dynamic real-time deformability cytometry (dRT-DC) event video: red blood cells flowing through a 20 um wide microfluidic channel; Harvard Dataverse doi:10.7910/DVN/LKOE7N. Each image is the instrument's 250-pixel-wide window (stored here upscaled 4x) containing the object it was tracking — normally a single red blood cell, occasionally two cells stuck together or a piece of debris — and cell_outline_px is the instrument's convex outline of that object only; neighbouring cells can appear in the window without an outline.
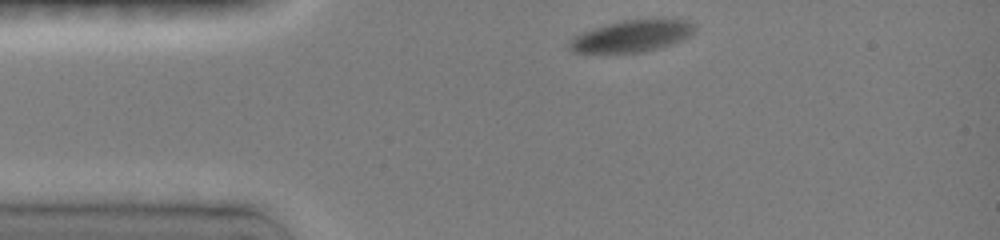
{"species": "common noctule bat (a hibernating species)", "species_latin": "Nyctalus noctula", "temperature_condition": "room temperature", "stored_images_in_passage": 37, "camera_frame_rate_fps": 3000, "um_per_image_px": 0.085, "animal": {"sex": "female", "body_mass_g": 19.0, "forearm_length_mm": 51.5}, "frame": {"image": 1, "passage_image": 1, "time_ms": 0.0, "image_size_px": [1000, 240], "cell_outline_px": [[696, 28], [688, 36], [680, 40], [668, 44], [636, 52], [576, 52], [568, 48], [568, 44], [576, 36], [584, 32], [608, 24], [624, 20], [660, 16], [664, 16], [688, 20]], "centroid_in_image_um": [53.78, 2.99], "position_along_channel_um": 31.2, "area_um2": 22.89}}
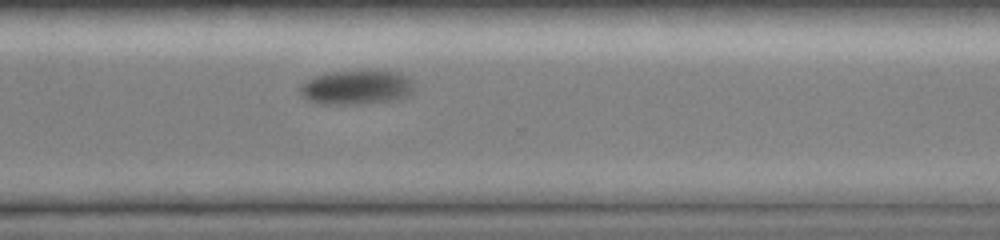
{"frame": {"image": 2, "passage_image": 29, "time_ms": 9.333, "image_size_px": [1000, 240], "cell_outline_px": [[412, 92], [404, 96], [388, 100], [348, 104], [320, 104], [308, 100], [300, 92], [300, 84], [316, 76], [332, 72], [400, 72], [408, 76], [412, 80]], "centroid_in_image_um": [30.26, 7.43], "position_along_channel_um": 340.3, "area_um2": 21.96}}
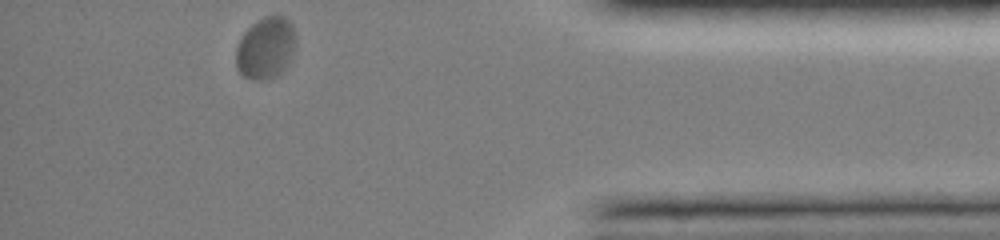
{"frame": {"image": 3, "passage_image": 37, "time_ms": 12.0, "image_size_px": [1000, 240], "cell_outline_px": [[296, 36], [292, 52], [284, 68], [276, 76], [256, 80], [252, 80], [244, 76], [236, 68], [236, 48], [244, 32], [252, 24], [264, 16], [284, 16], [292, 24]], "centroid_in_image_um": [22.56, 4.06], "position_along_channel_um": 412.6, "area_um2": 21.15}, "authors_computed_cell_mechanics": {"area_um2": 23.9292, "velocity_mm_per_s": 3.7074, "shape_relaxation_time_tau1_ms": 1.6818, "shape_relaxation_time_tau2_ms": null, "deformation_change_tau1": 0.1046, "deformation_change_tau2": null}}